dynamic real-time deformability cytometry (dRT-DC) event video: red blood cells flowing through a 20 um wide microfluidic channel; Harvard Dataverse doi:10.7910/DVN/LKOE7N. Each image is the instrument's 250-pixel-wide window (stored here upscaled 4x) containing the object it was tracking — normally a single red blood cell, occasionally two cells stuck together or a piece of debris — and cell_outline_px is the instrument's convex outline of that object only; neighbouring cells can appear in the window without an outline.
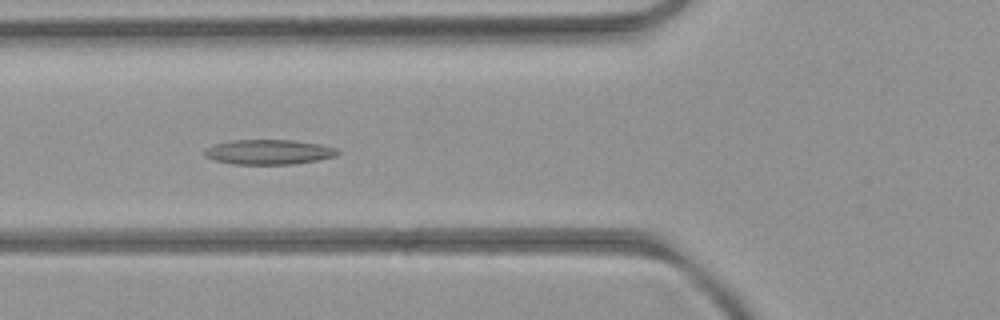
{"species": "common noctule bat (a hibernating species)", "species_latin": "Nyctalus noctula", "temperature_condition": "room temperature", "stored_images_in_passage": 6, "camera_frame_rate_fps": 3000, "um_per_image_px": 0.085, "animal": {"sex": "female", "body_mass_g": 21.9}, "frame": {"image": 1, "passage_image": 4, "time_ms": 4.333, "image_size_px": [1000, 320], "cell_outline_px": [[340, 152], [336, 156], [316, 160], [292, 164], [232, 164], [216, 160], [204, 156], [204, 152], [208, 148], [216, 144], [232, 140], [292, 140], [320, 144], [336, 148]], "centroid_in_image_um": [22.86, 12.92], "position_along_channel_um": 102.9, "area_um2": 19.07}}
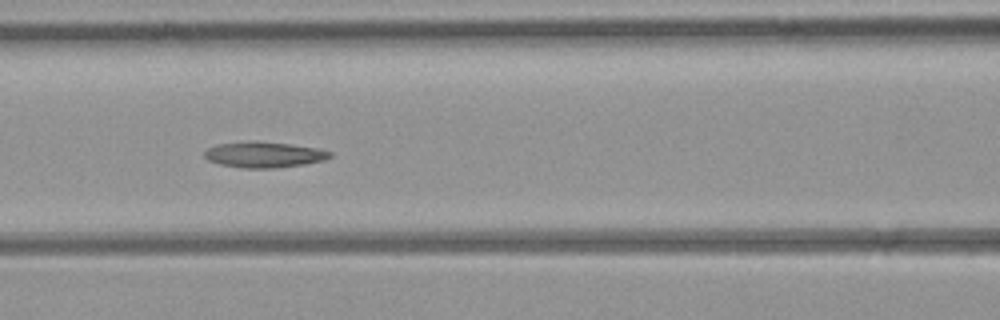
{"frame": {"image": 2, "passage_image": 5, "time_ms": 5.333, "image_size_px": [1000, 320], "cell_outline_px": [[332, 156], [324, 160], [304, 164], [276, 168], [240, 168], [220, 164], [208, 160], [204, 156], [204, 152], [208, 148], [216, 144], [256, 140], [288, 144], [316, 148], [332, 152]], "centroid_in_image_um": [22.42, 13.14], "position_along_channel_um": 144.2, "area_um2": 18.9}}
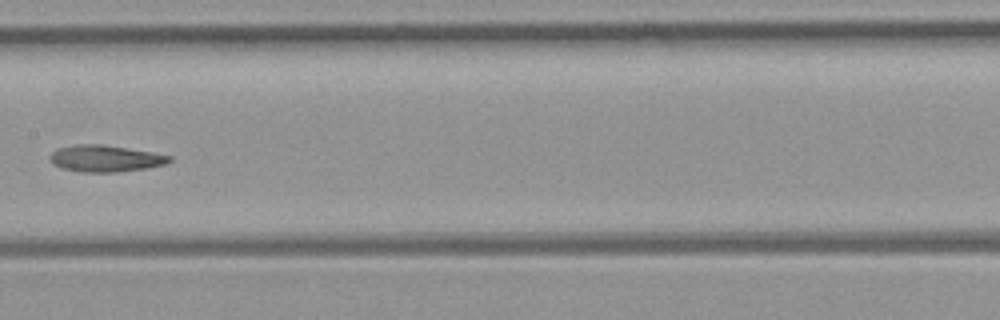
{"frame": {"image": 3, "passage_image": 6, "time_ms": 6.667, "image_size_px": [1000, 320], "cell_outline_px": [[172, 160], [164, 164], [144, 168], [120, 172], [80, 172], [64, 168], [52, 164], [48, 156], [56, 148], [76, 144], [100, 144], [152, 152], [172, 156]], "centroid_in_image_um": [8.91, 13.47], "position_along_channel_um": 198.5, "area_um2": 18.5}}